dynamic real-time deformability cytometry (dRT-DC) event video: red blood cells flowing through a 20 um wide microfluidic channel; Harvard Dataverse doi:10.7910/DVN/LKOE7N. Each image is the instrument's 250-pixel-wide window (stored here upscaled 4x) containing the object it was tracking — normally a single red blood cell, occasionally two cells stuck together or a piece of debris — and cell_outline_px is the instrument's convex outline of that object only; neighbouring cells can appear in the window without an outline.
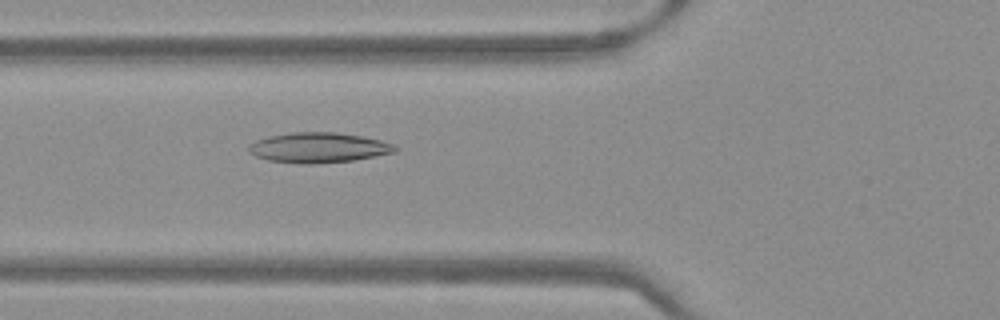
{"species": "Egyptian fruit bat (a non-hibernating species)", "species_latin": "Rousettus aegyptiacus", "temperature_condition": "warm", "stored_images_in_passage": 51, "camera_frame_rate_fps": 3000, "um_per_image_px": 0.085, "frame": {"image": 1, "passage_image": 19, "time_ms": 6.0, "image_size_px": [1000, 320], "cell_outline_px": [[400, 148], [396, 152], [352, 160], [312, 164], [304, 164], [268, 160], [256, 156], [248, 152], [248, 144], [256, 140], [268, 136], [292, 132], [336, 132], [364, 136], [380, 140], [392, 144]], "centroid_in_image_um": [27.06, 12.54], "position_along_channel_um": 98.7, "area_um2": 25.78}}
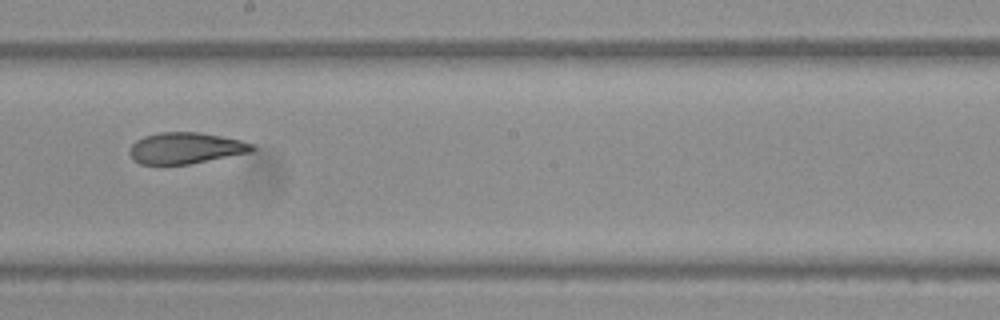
{"frame": {"image": 2, "passage_image": 29, "time_ms": 9.333, "image_size_px": [1000, 320], "cell_outline_px": [[256, 148], [252, 152], [188, 164], [140, 164], [132, 160], [128, 152], [132, 144], [136, 140], [144, 136], [160, 132], [200, 132], [240, 140], [252, 144]], "centroid_in_image_um": [15.75, 12.59], "position_along_channel_um": 232.5, "area_um2": 22.31}}
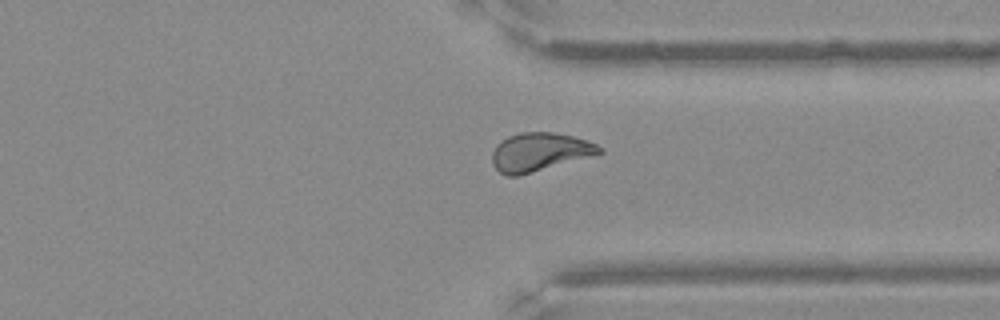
{"frame": {"image": 3, "passage_image": 39, "time_ms": 12.667, "image_size_px": [1000, 320], "cell_outline_px": [[604, 152], [520, 176], [508, 176], [500, 172], [492, 164], [492, 152], [496, 144], [500, 140], [508, 136], [520, 132], [552, 132], [572, 136], [588, 140], [604, 148]], "centroid_in_image_um": [45.84, 12.91], "position_along_channel_um": 365.6, "area_um2": 24.1}}